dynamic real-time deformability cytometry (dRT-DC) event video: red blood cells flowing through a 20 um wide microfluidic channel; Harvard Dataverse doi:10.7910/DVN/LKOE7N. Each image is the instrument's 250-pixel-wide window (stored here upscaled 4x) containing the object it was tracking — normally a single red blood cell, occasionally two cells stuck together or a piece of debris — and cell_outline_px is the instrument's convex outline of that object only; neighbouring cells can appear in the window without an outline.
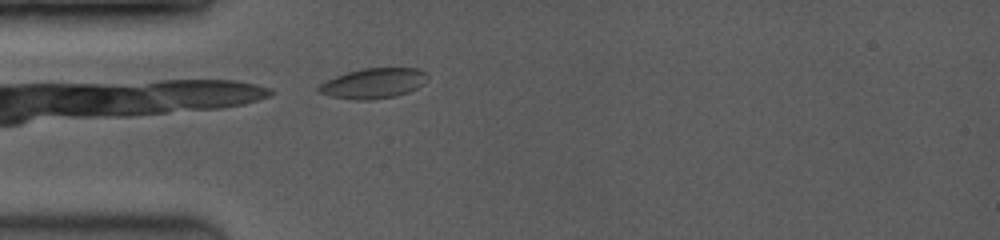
{"species": "common noctule bat (a hibernating species)", "species_latin": "Nyctalus noctula", "temperature_condition": "room temperature", "stored_images_in_passage": 16, "camera_frame_rate_fps": 3500, "um_per_image_px": 0.085, "animal": {"sex": "female", "body_mass_g": 19.0, "forearm_length_mm": 53.3}, "frame": {"image": 1, "passage_image": 1, "time_ms": 0.0, "image_size_px": [1000, 240], "cell_outline_px": [[428, 80], [424, 84], [408, 92], [396, 96], [372, 100], [352, 100], [332, 96], [320, 92], [316, 88], [320, 84], [336, 76], [348, 72], [364, 68], [416, 68], [424, 72], [428, 76]], "centroid_in_image_um": [31.77, 7.09], "position_along_channel_um": 53.2, "area_um2": 19.07}}
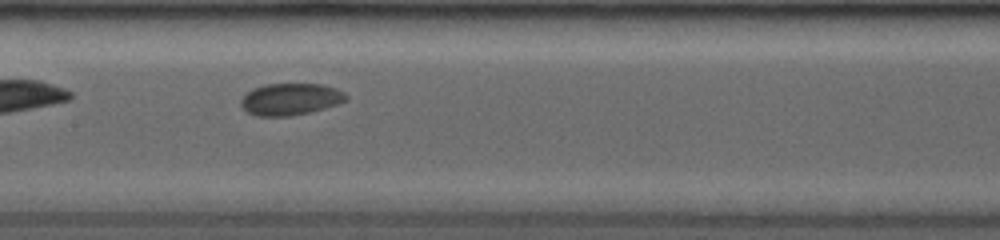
{"frame": {"image": 2, "passage_image": 7, "time_ms": 3.429, "image_size_px": [1000, 240], "cell_outline_px": [[348, 100], [340, 104], [312, 112], [288, 116], [256, 116], [248, 112], [240, 104], [240, 100], [252, 88], [268, 84], [324, 84], [336, 88], [344, 92], [348, 96]], "centroid_in_image_um": [24.74, 8.43], "position_along_channel_um": 182.7, "area_um2": 19.71}}